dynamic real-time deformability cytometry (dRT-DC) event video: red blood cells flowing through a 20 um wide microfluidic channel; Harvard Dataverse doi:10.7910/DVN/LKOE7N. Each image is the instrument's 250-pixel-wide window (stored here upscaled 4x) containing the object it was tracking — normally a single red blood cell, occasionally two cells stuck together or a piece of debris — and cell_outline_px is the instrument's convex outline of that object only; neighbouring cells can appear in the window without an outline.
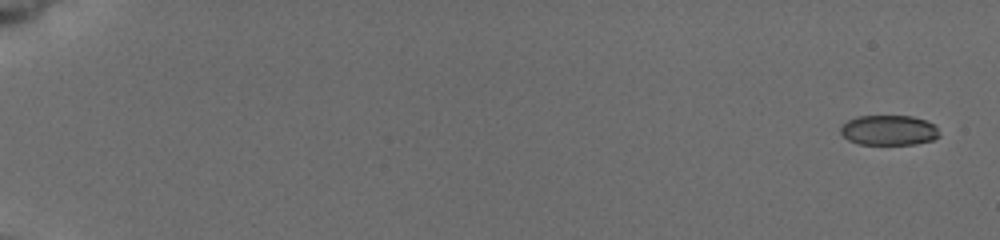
{"species": "common noctule bat (a hibernating species)", "species_latin": "Nyctalus noctula", "temperature_condition": "cold", "stored_images_in_passage": 9, "camera_frame_rate_fps": 3000, "um_per_image_px": 0.085, "animal": {"sex": "female", "body_mass_g": 19.5, "forearm_length_mm": 54.1}, "frame": {"image": 1, "passage_image": 1, "time_ms": 0.0, "image_size_px": [1000, 240], "cell_outline_px": [[940, 136], [932, 140], [916, 144], [860, 144], [848, 140], [840, 132], [840, 124], [856, 116], [912, 116], [936, 124]], "centroid_in_image_um": [75.54, 11.06], "position_along_channel_um": 9.5, "area_um2": 17.46}}
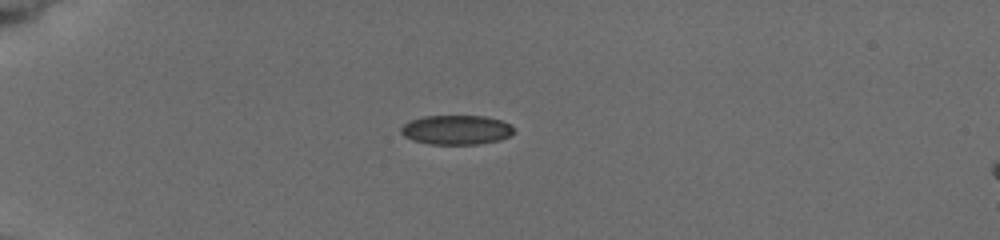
{"frame": {"image": 2, "passage_image": 7, "time_ms": 5.0, "image_size_px": [1000, 240], "cell_outline_px": [[512, 132], [508, 136], [500, 140], [476, 144], [428, 144], [412, 140], [404, 136], [400, 132], [400, 128], [404, 124], [412, 120], [424, 116], [484, 116], [500, 120], [508, 124], [512, 128]], "centroid_in_image_um": [38.74, 11.04], "position_along_channel_um": 46.3, "area_um2": 19.13}}